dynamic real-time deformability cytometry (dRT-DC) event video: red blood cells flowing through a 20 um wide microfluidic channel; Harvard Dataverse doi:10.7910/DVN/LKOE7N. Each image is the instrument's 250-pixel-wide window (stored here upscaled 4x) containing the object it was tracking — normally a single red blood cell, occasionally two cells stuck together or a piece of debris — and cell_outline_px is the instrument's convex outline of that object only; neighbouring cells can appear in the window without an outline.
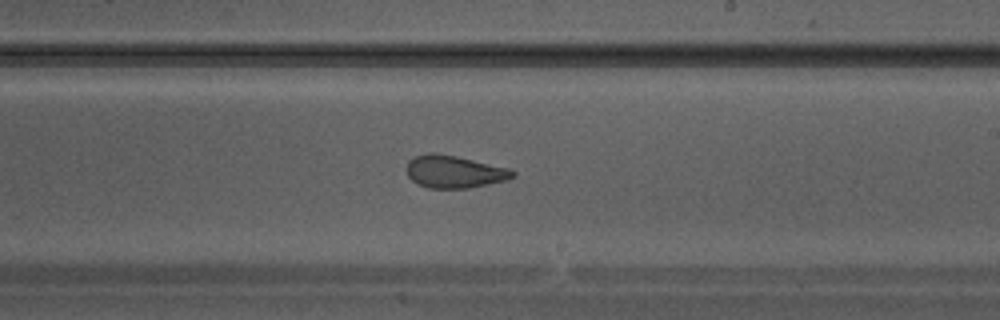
{"species": "Egyptian fruit bat (a non-hibernating species)", "species_latin": "Rousettus aegyptiacus", "temperature_condition": "warm", "stored_images_in_passage": 36, "camera_frame_rate_fps": 3000, "um_per_image_px": 0.085, "animal": {"sex": "male"}, "frame": {"image": 1, "passage_image": 21, "time_ms": 6.667, "image_size_px": [1000, 320], "cell_outline_px": [[516, 176], [508, 180], [468, 188], [428, 188], [416, 184], [408, 176], [408, 160], [416, 156], [428, 152], [436, 152], [456, 156], [508, 168], [516, 172]], "centroid_in_image_um": [38.62, 14.6], "position_along_channel_um": 250.4, "area_um2": 20.11}}